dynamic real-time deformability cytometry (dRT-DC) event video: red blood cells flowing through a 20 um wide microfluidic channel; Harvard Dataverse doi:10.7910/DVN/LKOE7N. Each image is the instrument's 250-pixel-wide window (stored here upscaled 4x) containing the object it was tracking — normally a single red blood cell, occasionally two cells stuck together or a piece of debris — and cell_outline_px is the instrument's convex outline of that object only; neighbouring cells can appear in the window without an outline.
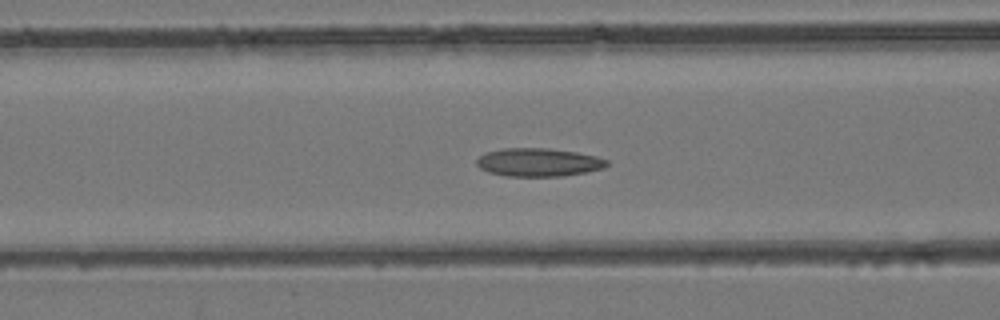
{"species": "common noctule bat (a hibernating species)", "species_latin": "Nyctalus noctula", "temperature_condition": "room temperature", "stored_images_in_passage": 46, "camera_frame_rate_fps": 3000, "um_per_image_px": 0.085, "animal": {"sex": "female", "body_mass_g": 24.6, "forearm_length_mm": 56.2}, "frame": {"image": 1, "passage_image": 19, "time_ms": 6.0, "image_size_px": [1000, 320], "cell_outline_px": [[608, 164], [604, 168], [564, 176], [508, 176], [488, 172], [480, 168], [476, 164], [476, 160], [480, 156], [488, 152], [504, 148], [548, 148], [576, 152], [596, 156], [608, 160]], "centroid_in_image_um": [45.78, 13.79], "position_along_channel_um": 120.8, "area_um2": 21.33}}
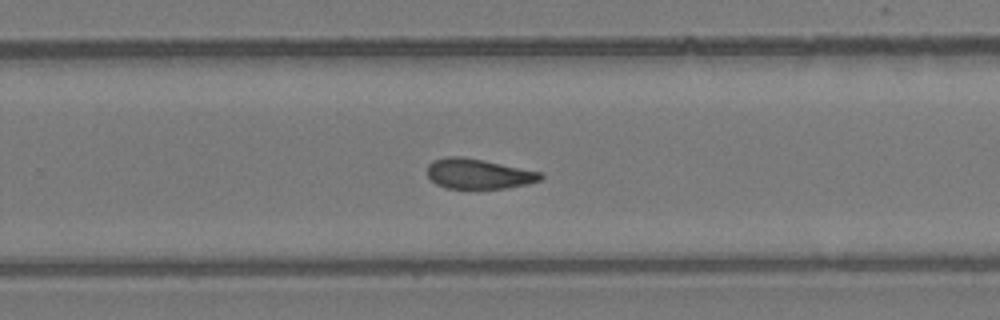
{"frame": {"image": 2, "passage_image": 30, "time_ms": 9.667, "image_size_px": [1000, 320], "cell_outline_px": [[544, 176], [540, 180], [528, 184], [504, 188], [448, 188], [436, 184], [428, 176], [428, 164], [432, 160], [444, 156], [460, 156], [484, 160], [540, 172]], "centroid_in_image_um": [40.64, 14.76], "position_along_channel_um": 289.2, "area_um2": 19.77}}
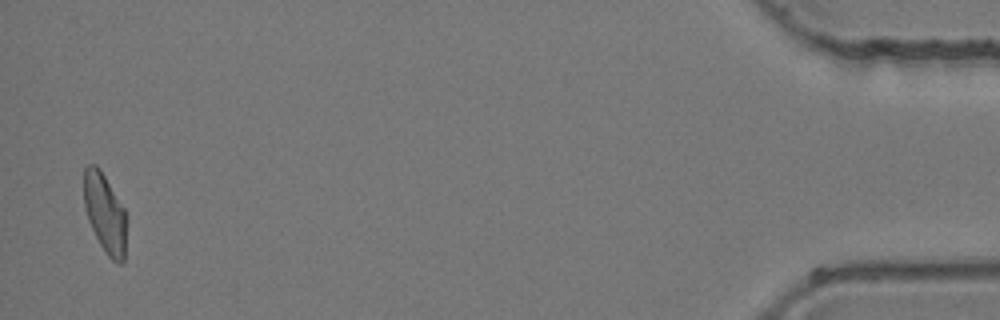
{"frame": {"image": 3, "passage_image": 45, "time_ms": 14.667, "image_size_px": [1000, 320], "cell_outline_px": [[128, 220], [124, 260], [120, 264], [116, 264], [108, 256], [100, 244], [88, 220], [84, 204], [84, 168], [88, 164], [96, 164], [100, 168], [124, 208], [128, 216]], "centroid_in_image_um": [8.95, 18.14], "position_along_channel_um": 426.2, "area_um2": 20.06}}